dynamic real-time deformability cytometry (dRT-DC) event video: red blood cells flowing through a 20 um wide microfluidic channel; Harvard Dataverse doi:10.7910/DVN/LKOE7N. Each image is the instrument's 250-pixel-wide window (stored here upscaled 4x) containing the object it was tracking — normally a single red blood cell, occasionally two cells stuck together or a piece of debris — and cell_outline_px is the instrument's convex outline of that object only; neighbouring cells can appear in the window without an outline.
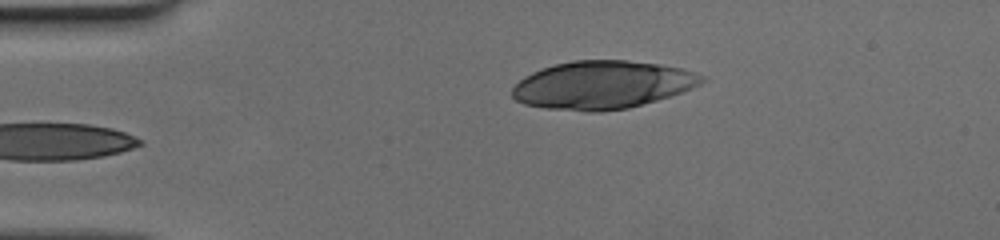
{"species": "human", "species_latin": "Homo sapiens", "temperature_condition": "cold", "stored_images_in_passage": 41, "camera_frame_rate_fps": 3000, "um_per_image_px": 0.085, "donor": {"sex": "female"}, "frame": {"image": 1, "passage_image": 1, "time_ms": 0.0, "image_size_px": [1000, 240], "cell_outline_px": [[708, 80], [692, 88], [656, 100], [628, 108], [600, 112], [588, 112], [544, 108], [524, 104], [516, 100], [512, 96], [512, 88], [524, 76], [532, 72], [556, 64], [572, 60], [628, 60], [660, 64], [684, 68], [708, 76]], "centroid_in_image_um": [51.23, 7.21], "position_along_channel_um": 33.8, "area_um2": 53.29}}